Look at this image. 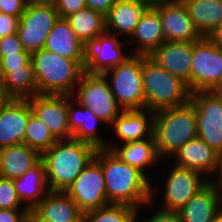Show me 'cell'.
<instances>
[{
  "label": "cell",
  "mask_w": 222,
  "mask_h": 222,
  "mask_svg": "<svg viewBox=\"0 0 222 222\" xmlns=\"http://www.w3.org/2000/svg\"><path fill=\"white\" fill-rule=\"evenodd\" d=\"M94 159L102 167L109 204L132 206L138 209L140 217L141 209L144 210L150 202L151 178L121 161L111 150L98 149Z\"/></svg>",
  "instance_id": "cell-1"
},
{
  "label": "cell",
  "mask_w": 222,
  "mask_h": 222,
  "mask_svg": "<svg viewBox=\"0 0 222 222\" xmlns=\"http://www.w3.org/2000/svg\"><path fill=\"white\" fill-rule=\"evenodd\" d=\"M96 151L94 146L73 138L57 140L41 154L49 190L65 192L93 161Z\"/></svg>",
  "instance_id": "cell-2"
},
{
  "label": "cell",
  "mask_w": 222,
  "mask_h": 222,
  "mask_svg": "<svg viewBox=\"0 0 222 222\" xmlns=\"http://www.w3.org/2000/svg\"><path fill=\"white\" fill-rule=\"evenodd\" d=\"M153 136L161 160H167L198 137L196 109L189 100L181 106L154 112Z\"/></svg>",
  "instance_id": "cell-3"
},
{
  "label": "cell",
  "mask_w": 222,
  "mask_h": 222,
  "mask_svg": "<svg viewBox=\"0 0 222 222\" xmlns=\"http://www.w3.org/2000/svg\"><path fill=\"white\" fill-rule=\"evenodd\" d=\"M38 94L72 95L82 74L83 60H72L40 49L31 54Z\"/></svg>",
  "instance_id": "cell-4"
},
{
  "label": "cell",
  "mask_w": 222,
  "mask_h": 222,
  "mask_svg": "<svg viewBox=\"0 0 222 222\" xmlns=\"http://www.w3.org/2000/svg\"><path fill=\"white\" fill-rule=\"evenodd\" d=\"M142 79L145 109L156 112L181 106L190 100L187 84L142 55Z\"/></svg>",
  "instance_id": "cell-5"
},
{
  "label": "cell",
  "mask_w": 222,
  "mask_h": 222,
  "mask_svg": "<svg viewBox=\"0 0 222 222\" xmlns=\"http://www.w3.org/2000/svg\"><path fill=\"white\" fill-rule=\"evenodd\" d=\"M123 110L145 109L142 55L132 54L123 63L103 73Z\"/></svg>",
  "instance_id": "cell-6"
},
{
  "label": "cell",
  "mask_w": 222,
  "mask_h": 222,
  "mask_svg": "<svg viewBox=\"0 0 222 222\" xmlns=\"http://www.w3.org/2000/svg\"><path fill=\"white\" fill-rule=\"evenodd\" d=\"M171 170H168L164 175V183L161 181V187L157 185H151V198L149 207L156 204V191L161 195V204L158 208L164 210L179 211L198 191H200L209 180L201 173L188 170L177 165L171 164ZM166 176V177H165ZM157 186L156 188H154ZM163 196V197H162Z\"/></svg>",
  "instance_id": "cell-7"
},
{
  "label": "cell",
  "mask_w": 222,
  "mask_h": 222,
  "mask_svg": "<svg viewBox=\"0 0 222 222\" xmlns=\"http://www.w3.org/2000/svg\"><path fill=\"white\" fill-rule=\"evenodd\" d=\"M72 98L83 107L89 108L107 124L108 128L123 111L103 74L84 72L74 89Z\"/></svg>",
  "instance_id": "cell-8"
},
{
  "label": "cell",
  "mask_w": 222,
  "mask_h": 222,
  "mask_svg": "<svg viewBox=\"0 0 222 222\" xmlns=\"http://www.w3.org/2000/svg\"><path fill=\"white\" fill-rule=\"evenodd\" d=\"M191 93L214 91L222 80V49L206 36L193 41Z\"/></svg>",
  "instance_id": "cell-9"
},
{
  "label": "cell",
  "mask_w": 222,
  "mask_h": 222,
  "mask_svg": "<svg viewBox=\"0 0 222 222\" xmlns=\"http://www.w3.org/2000/svg\"><path fill=\"white\" fill-rule=\"evenodd\" d=\"M196 109L198 137L222 157V96L214 91L191 93Z\"/></svg>",
  "instance_id": "cell-10"
},
{
  "label": "cell",
  "mask_w": 222,
  "mask_h": 222,
  "mask_svg": "<svg viewBox=\"0 0 222 222\" xmlns=\"http://www.w3.org/2000/svg\"><path fill=\"white\" fill-rule=\"evenodd\" d=\"M126 42L128 41H122L120 36L107 31L87 41L83 46L84 71L90 74H103L123 63L132 55L124 49Z\"/></svg>",
  "instance_id": "cell-11"
},
{
  "label": "cell",
  "mask_w": 222,
  "mask_h": 222,
  "mask_svg": "<svg viewBox=\"0 0 222 222\" xmlns=\"http://www.w3.org/2000/svg\"><path fill=\"white\" fill-rule=\"evenodd\" d=\"M58 19L59 15L55 6L26 5L17 26V34L24 50L32 54L43 49L46 39Z\"/></svg>",
  "instance_id": "cell-12"
},
{
  "label": "cell",
  "mask_w": 222,
  "mask_h": 222,
  "mask_svg": "<svg viewBox=\"0 0 222 222\" xmlns=\"http://www.w3.org/2000/svg\"><path fill=\"white\" fill-rule=\"evenodd\" d=\"M65 193L83 213L109 205L102 167L95 159L83 169Z\"/></svg>",
  "instance_id": "cell-13"
},
{
  "label": "cell",
  "mask_w": 222,
  "mask_h": 222,
  "mask_svg": "<svg viewBox=\"0 0 222 222\" xmlns=\"http://www.w3.org/2000/svg\"><path fill=\"white\" fill-rule=\"evenodd\" d=\"M152 6L161 18L165 41H199L204 37L181 0H154Z\"/></svg>",
  "instance_id": "cell-14"
},
{
  "label": "cell",
  "mask_w": 222,
  "mask_h": 222,
  "mask_svg": "<svg viewBox=\"0 0 222 222\" xmlns=\"http://www.w3.org/2000/svg\"><path fill=\"white\" fill-rule=\"evenodd\" d=\"M34 114L57 140L71 139L68 125V95L37 94L27 99Z\"/></svg>",
  "instance_id": "cell-15"
},
{
  "label": "cell",
  "mask_w": 222,
  "mask_h": 222,
  "mask_svg": "<svg viewBox=\"0 0 222 222\" xmlns=\"http://www.w3.org/2000/svg\"><path fill=\"white\" fill-rule=\"evenodd\" d=\"M154 112L148 109L123 110L107 128V146H117L130 141H139L153 135Z\"/></svg>",
  "instance_id": "cell-16"
},
{
  "label": "cell",
  "mask_w": 222,
  "mask_h": 222,
  "mask_svg": "<svg viewBox=\"0 0 222 222\" xmlns=\"http://www.w3.org/2000/svg\"><path fill=\"white\" fill-rule=\"evenodd\" d=\"M193 41H164L148 57L161 68L187 84L191 93Z\"/></svg>",
  "instance_id": "cell-17"
},
{
  "label": "cell",
  "mask_w": 222,
  "mask_h": 222,
  "mask_svg": "<svg viewBox=\"0 0 222 222\" xmlns=\"http://www.w3.org/2000/svg\"><path fill=\"white\" fill-rule=\"evenodd\" d=\"M68 125L72 138L90 144L98 149H107L108 139L100 134L99 128L107 124L96 116L89 108L83 107L68 95ZM99 132V133H98Z\"/></svg>",
  "instance_id": "cell-18"
},
{
  "label": "cell",
  "mask_w": 222,
  "mask_h": 222,
  "mask_svg": "<svg viewBox=\"0 0 222 222\" xmlns=\"http://www.w3.org/2000/svg\"><path fill=\"white\" fill-rule=\"evenodd\" d=\"M31 114L27 99H7L0 106V148L24 143Z\"/></svg>",
  "instance_id": "cell-19"
},
{
  "label": "cell",
  "mask_w": 222,
  "mask_h": 222,
  "mask_svg": "<svg viewBox=\"0 0 222 222\" xmlns=\"http://www.w3.org/2000/svg\"><path fill=\"white\" fill-rule=\"evenodd\" d=\"M220 157L200 137H196L183 145L169 163L171 161L173 165L199 172L210 181L216 173Z\"/></svg>",
  "instance_id": "cell-20"
},
{
  "label": "cell",
  "mask_w": 222,
  "mask_h": 222,
  "mask_svg": "<svg viewBox=\"0 0 222 222\" xmlns=\"http://www.w3.org/2000/svg\"><path fill=\"white\" fill-rule=\"evenodd\" d=\"M153 2L154 0H118L105 15L106 31L128 40Z\"/></svg>",
  "instance_id": "cell-21"
},
{
  "label": "cell",
  "mask_w": 222,
  "mask_h": 222,
  "mask_svg": "<svg viewBox=\"0 0 222 222\" xmlns=\"http://www.w3.org/2000/svg\"><path fill=\"white\" fill-rule=\"evenodd\" d=\"M107 149L111 150L121 161L139 169L148 178L150 177V174H147L148 169L151 170L152 166H158L159 162L160 164L163 162L158 155L153 135L139 141H130L117 146H107Z\"/></svg>",
  "instance_id": "cell-22"
},
{
  "label": "cell",
  "mask_w": 222,
  "mask_h": 222,
  "mask_svg": "<svg viewBox=\"0 0 222 222\" xmlns=\"http://www.w3.org/2000/svg\"><path fill=\"white\" fill-rule=\"evenodd\" d=\"M164 41L161 18L158 11L151 6L140 18L139 23L129 38V43H133V46L136 45L131 50V54L148 56Z\"/></svg>",
  "instance_id": "cell-23"
},
{
  "label": "cell",
  "mask_w": 222,
  "mask_h": 222,
  "mask_svg": "<svg viewBox=\"0 0 222 222\" xmlns=\"http://www.w3.org/2000/svg\"><path fill=\"white\" fill-rule=\"evenodd\" d=\"M222 208V199L209 181L178 212L183 222H212Z\"/></svg>",
  "instance_id": "cell-24"
},
{
  "label": "cell",
  "mask_w": 222,
  "mask_h": 222,
  "mask_svg": "<svg viewBox=\"0 0 222 222\" xmlns=\"http://www.w3.org/2000/svg\"><path fill=\"white\" fill-rule=\"evenodd\" d=\"M33 210L48 222H82L83 212L62 191H49Z\"/></svg>",
  "instance_id": "cell-25"
},
{
  "label": "cell",
  "mask_w": 222,
  "mask_h": 222,
  "mask_svg": "<svg viewBox=\"0 0 222 222\" xmlns=\"http://www.w3.org/2000/svg\"><path fill=\"white\" fill-rule=\"evenodd\" d=\"M13 182L17 196L26 209H33L50 191L42 160Z\"/></svg>",
  "instance_id": "cell-26"
},
{
  "label": "cell",
  "mask_w": 222,
  "mask_h": 222,
  "mask_svg": "<svg viewBox=\"0 0 222 222\" xmlns=\"http://www.w3.org/2000/svg\"><path fill=\"white\" fill-rule=\"evenodd\" d=\"M83 44L65 18L55 22L44 49L72 60H83Z\"/></svg>",
  "instance_id": "cell-27"
},
{
  "label": "cell",
  "mask_w": 222,
  "mask_h": 222,
  "mask_svg": "<svg viewBox=\"0 0 222 222\" xmlns=\"http://www.w3.org/2000/svg\"><path fill=\"white\" fill-rule=\"evenodd\" d=\"M40 160L41 154L25 143L2 148L0 176L13 180L20 178Z\"/></svg>",
  "instance_id": "cell-28"
},
{
  "label": "cell",
  "mask_w": 222,
  "mask_h": 222,
  "mask_svg": "<svg viewBox=\"0 0 222 222\" xmlns=\"http://www.w3.org/2000/svg\"><path fill=\"white\" fill-rule=\"evenodd\" d=\"M203 36L222 23V0H181Z\"/></svg>",
  "instance_id": "cell-29"
},
{
  "label": "cell",
  "mask_w": 222,
  "mask_h": 222,
  "mask_svg": "<svg viewBox=\"0 0 222 222\" xmlns=\"http://www.w3.org/2000/svg\"><path fill=\"white\" fill-rule=\"evenodd\" d=\"M65 19L83 45L106 32L105 15L88 7L67 16Z\"/></svg>",
  "instance_id": "cell-30"
},
{
  "label": "cell",
  "mask_w": 222,
  "mask_h": 222,
  "mask_svg": "<svg viewBox=\"0 0 222 222\" xmlns=\"http://www.w3.org/2000/svg\"><path fill=\"white\" fill-rule=\"evenodd\" d=\"M0 83L7 99H28L38 94L34 68L12 70Z\"/></svg>",
  "instance_id": "cell-31"
},
{
  "label": "cell",
  "mask_w": 222,
  "mask_h": 222,
  "mask_svg": "<svg viewBox=\"0 0 222 222\" xmlns=\"http://www.w3.org/2000/svg\"><path fill=\"white\" fill-rule=\"evenodd\" d=\"M82 222H138V209L126 204H109L84 212Z\"/></svg>",
  "instance_id": "cell-32"
},
{
  "label": "cell",
  "mask_w": 222,
  "mask_h": 222,
  "mask_svg": "<svg viewBox=\"0 0 222 222\" xmlns=\"http://www.w3.org/2000/svg\"><path fill=\"white\" fill-rule=\"evenodd\" d=\"M56 141L57 139L50 132L49 128L34 114H31L24 135V143L42 154Z\"/></svg>",
  "instance_id": "cell-33"
},
{
  "label": "cell",
  "mask_w": 222,
  "mask_h": 222,
  "mask_svg": "<svg viewBox=\"0 0 222 222\" xmlns=\"http://www.w3.org/2000/svg\"><path fill=\"white\" fill-rule=\"evenodd\" d=\"M0 209L27 210L17 196L13 179L0 176Z\"/></svg>",
  "instance_id": "cell-34"
},
{
  "label": "cell",
  "mask_w": 222,
  "mask_h": 222,
  "mask_svg": "<svg viewBox=\"0 0 222 222\" xmlns=\"http://www.w3.org/2000/svg\"><path fill=\"white\" fill-rule=\"evenodd\" d=\"M33 68L30 52L0 56V81L12 70Z\"/></svg>",
  "instance_id": "cell-35"
},
{
  "label": "cell",
  "mask_w": 222,
  "mask_h": 222,
  "mask_svg": "<svg viewBox=\"0 0 222 222\" xmlns=\"http://www.w3.org/2000/svg\"><path fill=\"white\" fill-rule=\"evenodd\" d=\"M154 208V212L146 215L145 217H142L141 222H183L181 219V216L178 211H172V210H164L161 208ZM138 222H140L139 216H138Z\"/></svg>",
  "instance_id": "cell-36"
},
{
  "label": "cell",
  "mask_w": 222,
  "mask_h": 222,
  "mask_svg": "<svg viewBox=\"0 0 222 222\" xmlns=\"http://www.w3.org/2000/svg\"><path fill=\"white\" fill-rule=\"evenodd\" d=\"M19 52L28 51L24 50L17 32L0 39V56L17 54Z\"/></svg>",
  "instance_id": "cell-37"
},
{
  "label": "cell",
  "mask_w": 222,
  "mask_h": 222,
  "mask_svg": "<svg viewBox=\"0 0 222 222\" xmlns=\"http://www.w3.org/2000/svg\"><path fill=\"white\" fill-rule=\"evenodd\" d=\"M54 6L59 17L66 18L87 7V3L86 0H57Z\"/></svg>",
  "instance_id": "cell-38"
},
{
  "label": "cell",
  "mask_w": 222,
  "mask_h": 222,
  "mask_svg": "<svg viewBox=\"0 0 222 222\" xmlns=\"http://www.w3.org/2000/svg\"><path fill=\"white\" fill-rule=\"evenodd\" d=\"M26 8L25 0H0V13L8 14L18 19Z\"/></svg>",
  "instance_id": "cell-39"
},
{
  "label": "cell",
  "mask_w": 222,
  "mask_h": 222,
  "mask_svg": "<svg viewBox=\"0 0 222 222\" xmlns=\"http://www.w3.org/2000/svg\"><path fill=\"white\" fill-rule=\"evenodd\" d=\"M18 22L17 17L0 13V39L16 33Z\"/></svg>",
  "instance_id": "cell-40"
},
{
  "label": "cell",
  "mask_w": 222,
  "mask_h": 222,
  "mask_svg": "<svg viewBox=\"0 0 222 222\" xmlns=\"http://www.w3.org/2000/svg\"><path fill=\"white\" fill-rule=\"evenodd\" d=\"M27 210L0 209V222H24Z\"/></svg>",
  "instance_id": "cell-41"
},
{
  "label": "cell",
  "mask_w": 222,
  "mask_h": 222,
  "mask_svg": "<svg viewBox=\"0 0 222 222\" xmlns=\"http://www.w3.org/2000/svg\"><path fill=\"white\" fill-rule=\"evenodd\" d=\"M118 0H86L87 7L106 15Z\"/></svg>",
  "instance_id": "cell-42"
},
{
  "label": "cell",
  "mask_w": 222,
  "mask_h": 222,
  "mask_svg": "<svg viewBox=\"0 0 222 222\" xmlns=\"http://www.w3.org/2000/svg\"><path fill=\"white\" fill-rule=\"evenodd\" d=\"M215 174L216 177L214 176L210 182L215 186L220 198L222 199V157H220L218 168Z\"/></svg>",
  "instance_id": "cell-43"
},
{
  "label": "cell",
  "mask_w": 222,
  "mask_h": 222,
  "mask_svg": "<svg viewBox=\"0 0 222 222\" xmlns=\"http://www.w3.org/2000/svg\"><path fill=\"white\" fill-rule=\"evenodd\" d=\"M206 37L216 46L222 49V23L214 28Z\"/></svg>",
  "instance_id": "cell-44"
},
{
  "label": "cell",
  "mask_w": 222,
  "mask_h": 222,
  "mask_svg": "<svg viewBox=\"0 0 222 222\" xmlns=\"http://www.w3.org/2000/svg\"><path fill=\"white\" fill-rule=\"evenodd\" d=\"M24 222H48L40 215H38L33 209H27L24 217Z\"/></svg>",
  "instance_id": "cell-45"
},
{
  "label": "cell",
  "mask_w": 222,
  "mask_h": 222,
  "mask_svg": "<svg viewBox=\"0 0 222 222\" xmlns=\"http://www.w3.org/2000/svg\"><path fill=\"white\" fill-rule=\"evenodd\" d=\"M57 0H25L26 5H51L54 6Z\"/></svg>",
  "instance_id": "cell-46"
},
{
  "label": "cell",
  "mask_w": 222,
  "mask_h": 222,
  "mask_svg": "<svg viewBox=\"0 0 222 222\" xmlns=\"http://www.w3.org/2000/svg\"><path fill=\"white\" fill-rule=\"evenodd\" d=\"M212 222H222V208L221 210L215 215Z\"/></svg>",
  "instance_id": "cell-47"
},
{
  "label": "cell",
  "mask_w": 222,
  "mask_h": 222,
  "mask_svg": "<svg viewBox=\"0 0 222 222\" xmlns=\"http://www.w3.org/2000/svg\"><path fill=\"white\" fill-rule=\"evenodd\" d=\"M214 92L218 95V96H222V80L219 83V85L214 89Z\"/></svg>",
  "instance_id": "cell-48"
},
{
  "label": "cell",
  "mask_w": 222,
  "mask_h": 222,
  "mask_svg": "<svg viewBox=\"0 0 222 222\" xmlns=\"http://www.w3.org/2000/svg\"><path fill=\"white\" fill-rule=\"evenodd\" d=\"M7 100V98L4 96L1 83H0V106Z\"/></svg>",
  "instance_id": "cell-49"
},
{
  "label": "cell",
  "mask_w": 222,
  "mask_h": 222,
  "mask_svg": "<svg viewBox=\"0 0 222 222\" xmlns=\"http://www.w3.org/2000/svg\"><path fill=\"white\" fill-rule=\"evenodd\" d=\"M1 163H2V148H0V174H1Z\"/></svg>",
  "instance_id": "cell-50"
}]
</instances>
